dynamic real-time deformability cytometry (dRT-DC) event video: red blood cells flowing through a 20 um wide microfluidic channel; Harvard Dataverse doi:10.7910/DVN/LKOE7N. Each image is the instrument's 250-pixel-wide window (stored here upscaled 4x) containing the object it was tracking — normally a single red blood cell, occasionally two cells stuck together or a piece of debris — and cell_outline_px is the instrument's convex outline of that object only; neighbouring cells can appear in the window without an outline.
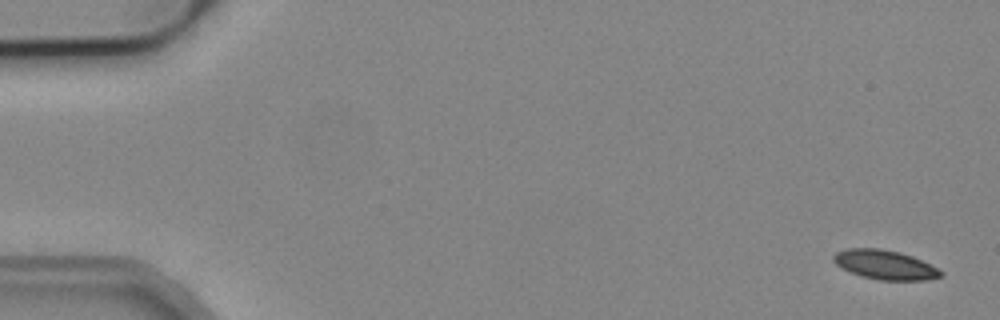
{"species": "common noctule bat (a hibernating species)", "species_latin": "Nyctalus noctula", "temperature_condition": "cold", "stored_images_in_passage": 5, "camera_frame_rate_fps": 3000, "um_per_image_px": 0.085, "animal": {"sex": "male", "body_mass_g": 19.2, "forearm_length_mm": 51.8}, "frame": {"image": 1, "passage_image": 1, "time_ms": 0.0, "image_size_px": [1000, 320], "cell_outline_px": [[944, 272], [940, 276], [924, 280], [880, 280], [864, 276], [852, 272], [836, 264], [832, 260], [832, 256], [836, 252], [848, 248], [880, 248], [900, 252], [912, 256]], "centroid_in_image_um": [75.19, 22.49], "position_along_channel_um": 9.8, "area_um2": 17.98}}
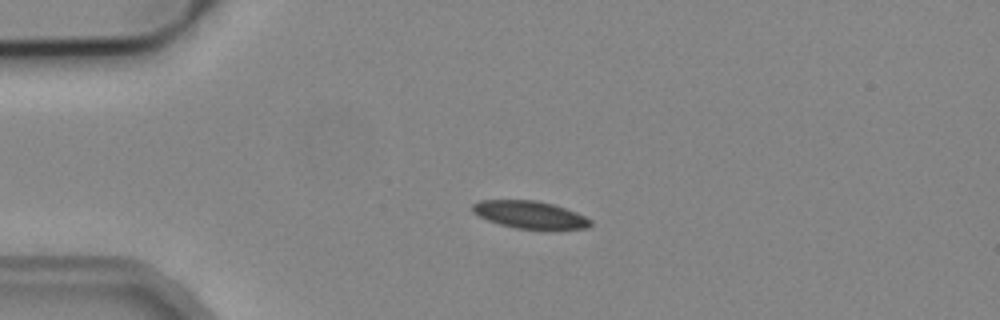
{"frame": {"image": 2, "passage_image": 4, "time_ms": 1.0, "image_size_px": [1000, 320], "cell_outline_px": [[592, 224], [588, 228], [548, 232], [516, 228], [500, 224], [488, 220], [472, 212], [472, 204], [480, 200], [536, 200], [552, 204], [576, 212], [592, 220]], "centroid_in_image_um": [45.11, 18.3], "position_along_channel_um": 39.9, "area_um2": 19.54}}